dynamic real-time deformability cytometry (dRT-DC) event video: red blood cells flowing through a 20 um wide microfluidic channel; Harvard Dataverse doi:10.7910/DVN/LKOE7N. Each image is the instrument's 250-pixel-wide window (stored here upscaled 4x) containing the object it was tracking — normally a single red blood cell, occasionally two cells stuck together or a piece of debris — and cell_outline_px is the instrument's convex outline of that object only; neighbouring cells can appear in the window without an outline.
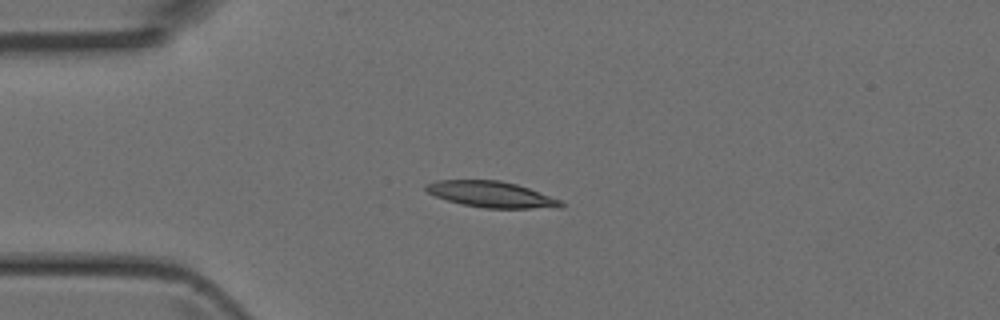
{"species": "Egyptian fruit bat (a non-hibernating species)", "species_latin": "Rousettus aegyptiacus", "temperature_condition": "room temperature", "stored_images_in_passage": 1, "camera_frame_rate_fps": 3000, "um_per_image_px": 0.085, "animal": {"sex": "female"}, "frame": {"image": 1, "passage_image": 1, "time_ms": 0.0, "image_size_px": [1000, 320], "cell_outline_px": [[564, 204], [560, 208], [484, 208], [464, 204], [448, 200], [436, 196], [428, 192], [424, 188], [424, 184], [436, 180], [500, 180], [516, 184], [528, 188], [560, 200]], "centroid_in_image_um": [41.74, 16.52], "position_along_channel_um": 43.3, "area_um2": 20.29}}